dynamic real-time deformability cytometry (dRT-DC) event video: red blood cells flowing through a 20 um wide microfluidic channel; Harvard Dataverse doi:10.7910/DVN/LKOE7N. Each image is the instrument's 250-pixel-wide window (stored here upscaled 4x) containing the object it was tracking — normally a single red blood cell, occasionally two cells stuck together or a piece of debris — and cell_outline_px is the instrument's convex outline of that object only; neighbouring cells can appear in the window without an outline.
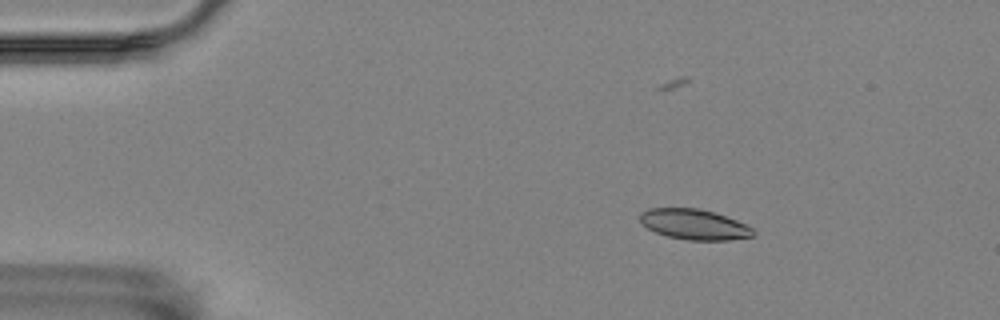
{"species": "Egyptian fruit bat (a non-hibernating species)", "species_latin": "Rousettus aegyptiacus", "temperature_condition": "room temperature", "stored_images_in_passage": 57, "camera_frame_rate_fps": 3000, "um_per_image_px": 0.085, "animal": {"sex": "female"}, "frame": {"image": 1, "passage_image": 8, "time_ms": 2.333, "image_size_px": [1000, 320], "cell_outline_px": [[756, 232], [752, 236], [728, 240], [688, 240], [668, 236], [656, 232], [648, 228], [640, 220], [640, 212], [648, 208], [700, 208], [736, 220], [752, 228]], "centroid_in_image_um": [58.99, 19.07], "position_along_channel_um": 26.0, "area_um2": 19.83}}
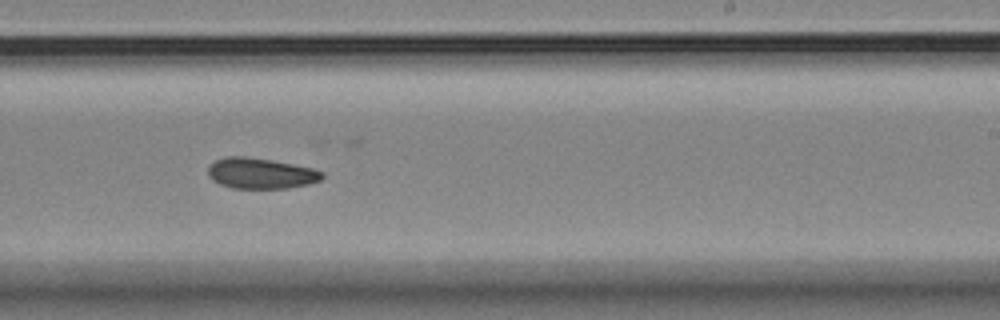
{"frame": {"image": 2, "passage_image": 34, "time_ms": 11.0, "image_size_px": [1000, 320], "cell_outline_px": [[324, 176], [320, 180], [308, 184], [288, 188], [232, 188], [220, 184], [212, 180], [208, 176], [208, 168], [216, 160], [224, 156], [244, 156], [272, 160], [312, 168], [324, 172]], "centroid_in_image_um": [22.15, 14.73], "position_along_channel_um": 266.8, "area_um2": 20.4}}
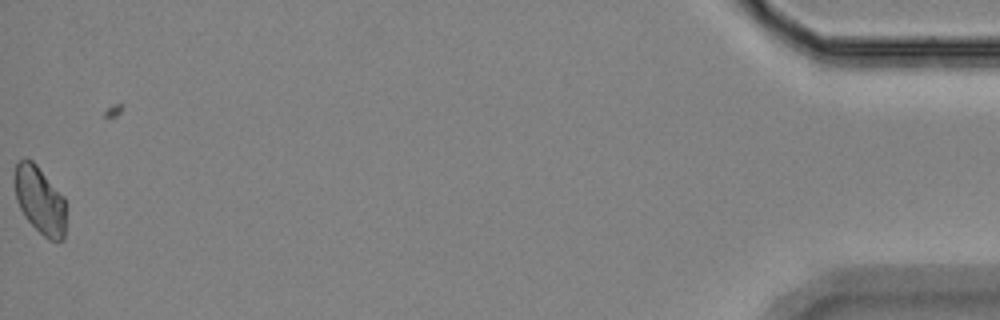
{"frame": {"image": 3, "passage_image": 56, "time_ms": 18.333, "image_size_px": [1000, 320], "cell_outline_px": [[64, 240], [48, 240], [24, 216], [16, 200], [16, 164], [20, 160], [32, 160], [36, 164], [64, 196]], "centroid_in_image_um": [3.4, 17.03], "position_along_channel_um": 431.8, "area_um2": 19.65}, "authors_computed_cell_mechanics": {"area_um2": 20.6346, "velocity_mm_per_s": 3.5274, "shape_relaxation_time_tau1_ms": 0.9869, "shape_relaxation_time_tau2_ms": null, "deformation_change_tau1": null, "deformation_change_tau2": null}}